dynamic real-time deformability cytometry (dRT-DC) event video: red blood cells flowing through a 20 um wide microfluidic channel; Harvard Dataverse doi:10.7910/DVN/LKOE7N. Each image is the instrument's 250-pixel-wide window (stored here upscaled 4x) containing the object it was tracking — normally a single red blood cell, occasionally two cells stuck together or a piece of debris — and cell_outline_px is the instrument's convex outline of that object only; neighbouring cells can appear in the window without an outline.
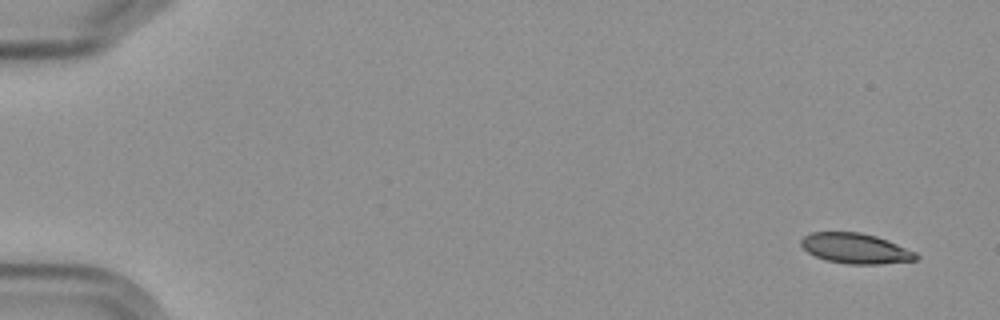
{"species": "Egyptian fruit bat (a non-hibernating species)", "species_latin": "Rousettus aegyptiacus", "temperature_condition": "cold", "stored_images_in_passage": 6, "camera_frame_rate_fps": 3000, "um_per_image_px": 0.085, "frame": {"image": 1, "passage_image": 1, "time_ms": 0.0, "image_size_px": [1000, 320], "cell_outline_px": [[920, 256], [916, 260], [880, 264], [848, 264], [824, 260], [808, 252], [800, 244], [800, 240], [804, 236], [812, 232], [860, 232], [876, 236], [888, 240], [916, 252]], "centroid_in_image_um": [72.73, 21.12], "position_along_channel_um": 12.3, "area_um2": 20.35}}
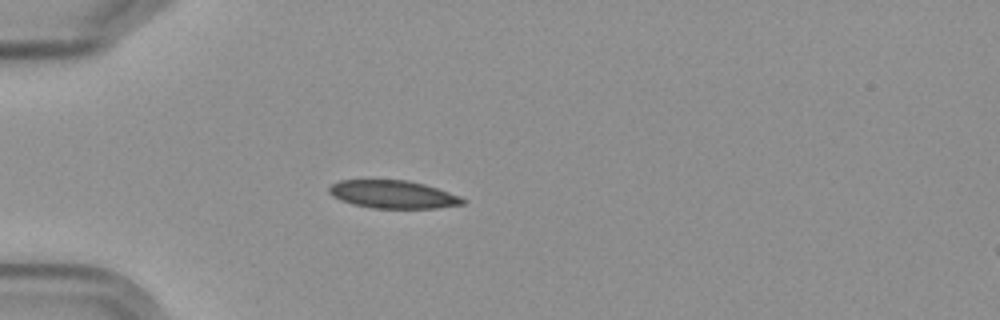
{"frame": {"image": 2, "passage_image": 5, "time_ms": 4.667, "image_size_px": [1000, 320], "cell_outline_px": [[468, 200], [464, 204], [436, 208], [372, 208], [352, 204], [332, 196], [328, 192], [328, 188], [332, 184], [340, 180], [408, 180], [424, 184], [460, 196]], "centroid_in_image_um": [33.41, 16.52], "position_along_channel_um": 51.6, "area_um2": 21.73}}